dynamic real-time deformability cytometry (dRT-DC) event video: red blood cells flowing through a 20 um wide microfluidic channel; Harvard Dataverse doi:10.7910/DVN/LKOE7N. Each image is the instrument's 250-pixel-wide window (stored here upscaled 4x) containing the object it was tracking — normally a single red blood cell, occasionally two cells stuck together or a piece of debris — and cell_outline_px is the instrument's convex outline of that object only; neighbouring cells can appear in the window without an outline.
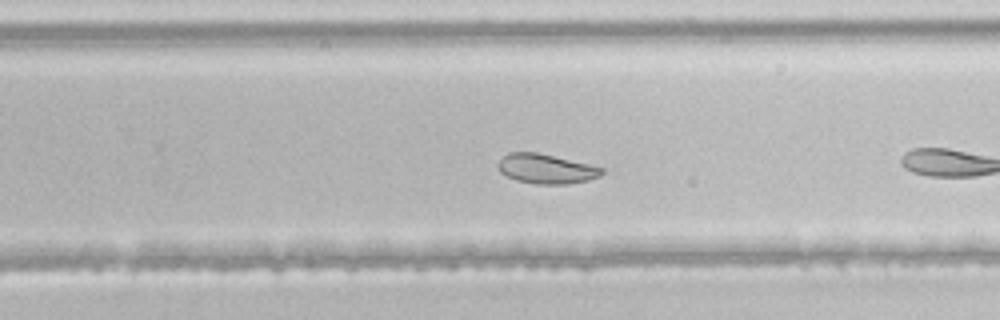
{"species": "common noctule bat (a hibernating species)", "species_latin": "Nyctalus noctula", "temperature_condition": "room temperature", "stored_images_in_passage": 32, "camera_frame_rate_fps": 3000, "um_per_image_px": 0.085, "animal": {"sex": "male", "body_mass_g": 21.5, "forearm_length_mm": 52.0}, "frame": {"image": 1, "passage_image": 14, "time_ms": 4.333, "image_size_px": [1000, 320], "cell_outline_px": [[604, 172], [600, 176], [588, 180], [568, 184], [536, 184], [516, 180], [500, 172], [496, 164], [508, 152], [536, 152], [588, 164], [604, 168]], "centroid_in_image_um": [46.41, 14.35], "position_along_channel_um": 283.4, "area_um2": 17.8}}